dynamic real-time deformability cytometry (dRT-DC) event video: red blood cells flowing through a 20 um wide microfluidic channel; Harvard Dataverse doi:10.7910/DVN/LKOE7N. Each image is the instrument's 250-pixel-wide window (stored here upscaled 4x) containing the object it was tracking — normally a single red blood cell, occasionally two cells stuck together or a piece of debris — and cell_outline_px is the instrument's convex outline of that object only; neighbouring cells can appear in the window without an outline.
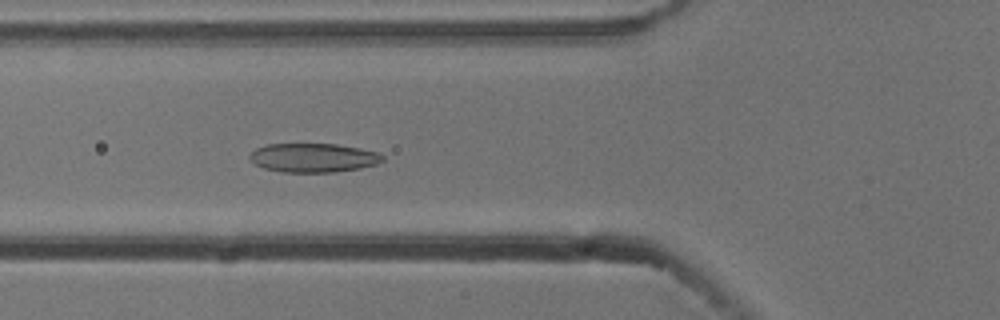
{"species": "common noctule bat (a hibernating species)", "species_latin": "Nyctalus noctula", "temperature_condition": "cold", "stored_images_in_passage": 54, "camera_frame_rate_fps": 3000, "um_per_image_px": 0.085, "animal": {"sex": "male", "body_mass_g": 13.3}, "frame": {"image": 1, "passage_image": 20, "time_ms": 6.333, "image_size_px": [1000, 320], "cell_outline_px": [[384, 160], [376, 164], [360, 168], [336, 172], [280, 172], [264, 168], [256, 164], [248, 156], [256, 148], [268, 144], [336, 144], [360, 148], [380, 152], [384, 156]], "centroid_in_image_um": [26.67, 13.41], "position_along_channel_um": 99.1, "area_um2": 22.48}}
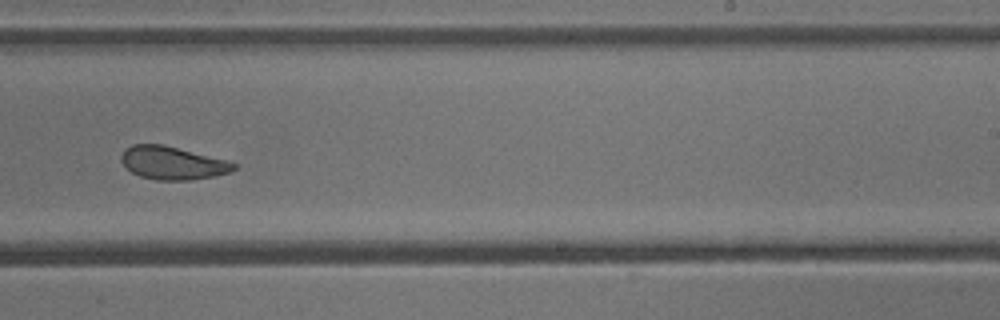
{"frame": {"image": 2, "passage_image": 34, "time_ms": 11.0, "image_size_px": [1000, 320], "cell_outline_px": [[236, 168], [232, 172], [216, 176], [188, 180], [156, 180], [140, 176], [132, 172], [120, 160], [120, 156], [124, 148], [132, 144], [164, 144], [224, 160], [236, 164]], "centroid_in_image_um": [14.63, 13.85], "position_along_channel_um": 274.4, "area_um2": 21.62}}
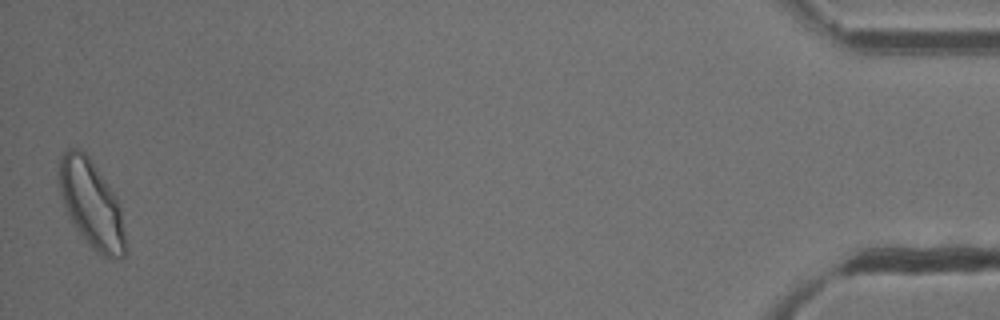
{"frame": {"image": 3, "passage_image": 54, "time_ms": 17.667, "image_size_px": [1000, 320], "cell_outline_px": [[124, 256], [120, 260], [112, 260], [100, 256], [84, 240], [72, 224], [64, 208], [60, 196], [56, 172], [60, 160], [64, 152], [68, 148], [80, 148], [88, 156], [116, 196], [120, 208], [124, 236]], "centroid_in_image_um": [7.72, 17.36], "position_along_channel_um": 427.5, "area_um2": 34.16}, "authors_computed_cell_mechanics": {"area_um2": 24.4494, "velocity_mm_per_s": 3.7411, "shape_relaxation_time_tau1_ms": 5.4412, "shape_relaxation_time_tau2_ms": 2.8001, "deformation_change_tau1": 0.145, "deformation_change_tau2": 0.0935}}